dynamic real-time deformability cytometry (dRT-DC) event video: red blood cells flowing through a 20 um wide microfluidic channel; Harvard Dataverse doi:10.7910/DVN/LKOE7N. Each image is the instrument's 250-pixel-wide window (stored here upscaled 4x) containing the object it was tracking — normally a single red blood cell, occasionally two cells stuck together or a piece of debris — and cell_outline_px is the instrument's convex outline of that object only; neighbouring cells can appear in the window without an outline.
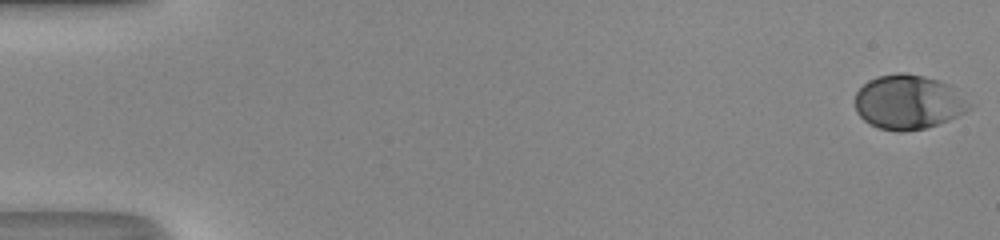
{"species": "human", "species_latin": "Homo sapiens", "temperature_condition": "room temperature", "stored_images_in_passage": 50, "camera_frame_rate_fps": 3000, "um_per_image_px": 0.085, "donor": {"sex": "male"}, "frame": {"image": 1, "passage_image": 1, "time_ms": 0.0, "image_size_px": [1000, 240], "cell_outline_px": [[972, 108], [948, 120], [924, 128], [904, 132], [896, 132], [880, 128], [868, 124], [856, 112], [856, 92], [868, 80], [876, 76], [900, 72], [904, 72], [924, 76], [940, 80], [948, 84]], "centroid_in_image_um": [77.14, 8.68], "position_along_channel_um": 7.9, "area_um2": 35.89}}
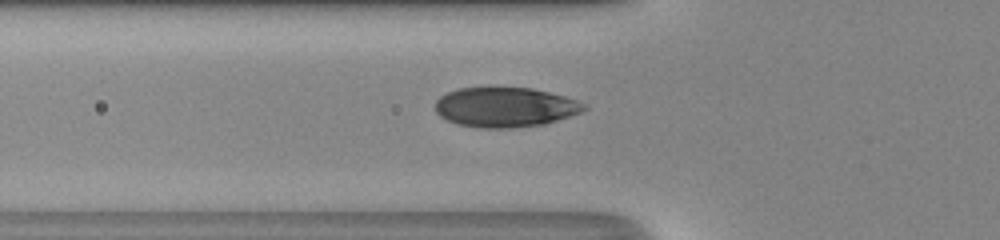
{"frame": {"image": 2, "passage_image": 19, "time_ms": 6.0, "image_size_px": [1000, 240], "cell_outline_px": [[588, 108], [580, 112], [544, 124], [512, 128], [480, 128], [456, 124], [440, 116], [436, 112], [432, 104], [440, 96], [448, 92], [460, 88], [488, 84], [532, 88], [564, 96], [588, 104]], "centroid_in_image_um": [42.88, 9.06], "position_along_channel_um": 82.9, "area_um2": 35.55}}
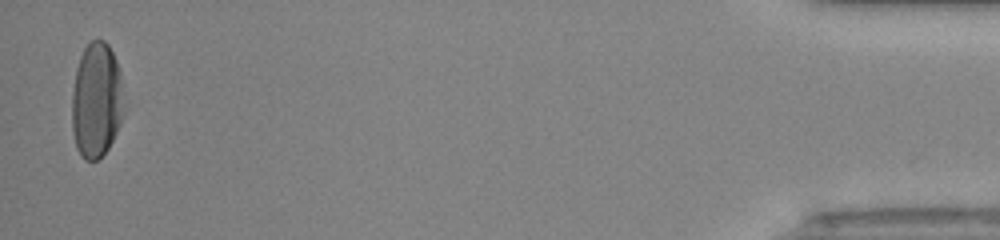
{"frame": {"image": 3, "passage_image": 49, "time_ms": 16.0, "image_size_px": [1000, 240], "cell_outline_px": [[124, 108], [120, 124], [108, 148], [96, 160], [84, 160], [80, 156], [76, 148], [72, 132], [72, 92], [76, 68], [80, 56], [84, 48], [92, 40], [104, 40], [108, 44], [116, 60], [120, 72]], "centroid_in_image_um": [8.18, 8.53], "position_along_channel_um": 427.0, "area_um2": 35.03}, "authors_computed_cell_mechanics": {"area_um2": 35.258, "velocity_mm_per_s": 4.3242, "shape_relaxation_time_tau1_ms": 3.0197, "shape_relaxation_time_tau2_ms": null, "deformation_change_tau1": 0.1667, "deformation_change_tau2": null}}